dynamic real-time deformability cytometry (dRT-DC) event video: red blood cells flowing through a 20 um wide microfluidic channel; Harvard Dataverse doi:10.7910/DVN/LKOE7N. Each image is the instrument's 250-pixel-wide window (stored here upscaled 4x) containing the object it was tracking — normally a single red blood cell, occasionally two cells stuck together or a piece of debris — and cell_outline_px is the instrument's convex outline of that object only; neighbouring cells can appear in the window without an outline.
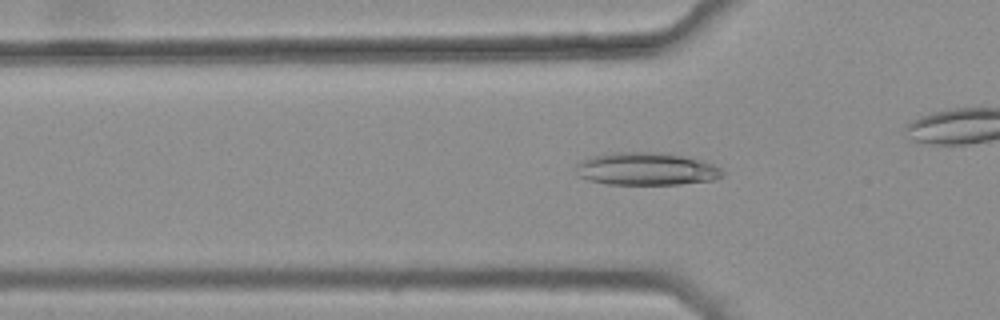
{"species": "common noctule bat (a hibernating species)", "species_latin": "Nyctalus noctula", "temperature_condition": "warm", "stored_images_in_passage": 45, "camera_frame_rate_fps": 3000, "um_per_image_px": 0.085, "animal": {"sex": "female", "body_mass_g": 25.1}, "frame": {"image": 1, "passage_image": 16, "time_ms": 5.0, "image_size_px": [1000, 320], "cell_outline_px": [[724, 176], [712, 180], [680, 184], [608, 184], [588, 180], [580, 176], [576, 164], [592, 156], [612, 152], [660, 152], [692, 156], [712, 164], [720, 168], [724, 172]], "centroid_in_image_um": [55.0, 14.34], "position_along_channel_um": 70.8, "area_um2": 28.03}}
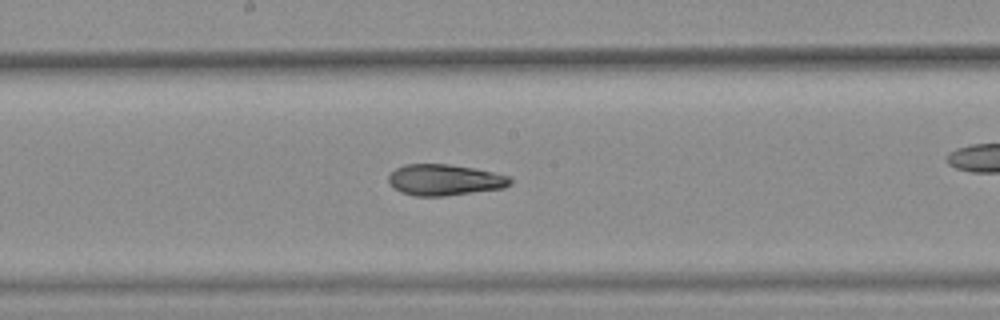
{"frame": {"image": 2, "passage_image": 27, "time_ms": 8.667, "image_size_px": [1000, 320], "cell_outline_px": [[512, 184], [504, 188], [444, 196], [416, 196], [400, 192], [388, 180], [388, 176], [396, 168], [404, 164], [448, 164], [472, 168], [512, 176]], "centroid_in_image_um": [37.83, 15.29], "position_along_channel_um": 210.4, "area_um2": 22.02}}
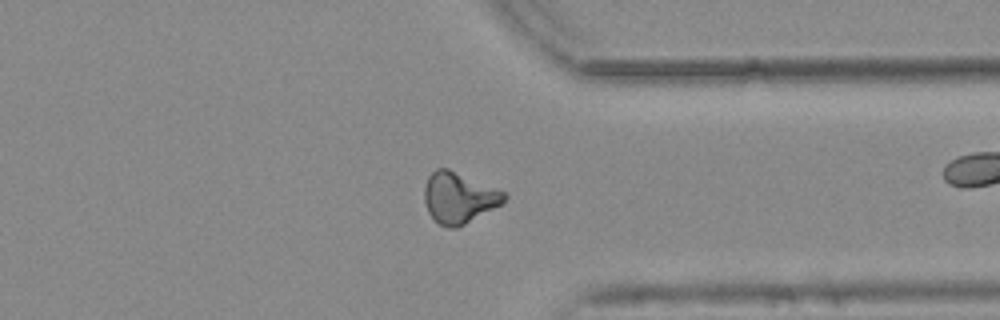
{"frame": {"image": 3, "passage_image": 40, "time_ms": 13.0, "image_size_px": [1000, 320], "cell_outline_px": [[508, 196], [504, 204], [456, 228], [448, 228], [440, 224], [428, 212], [424, 200], [424, 188], [428, 176], [436, 168], [448, 168], [508, 192]], "centroid_in_image_um": [39.05, 16.79], "position_along_channel_um": 372.3, "area_um2": 23.99}, "authors_computed_cell_mechanics": {"area_um2": 22.7154, "velocity_mm_per_s": 3.798, "shape_relaxation_time_tau1_ms": null, "shape_relaxation_time_tau2_ms": 5.0917, "deformation_change_tau1": null, "deformation_change_tau2": 0.1181}}